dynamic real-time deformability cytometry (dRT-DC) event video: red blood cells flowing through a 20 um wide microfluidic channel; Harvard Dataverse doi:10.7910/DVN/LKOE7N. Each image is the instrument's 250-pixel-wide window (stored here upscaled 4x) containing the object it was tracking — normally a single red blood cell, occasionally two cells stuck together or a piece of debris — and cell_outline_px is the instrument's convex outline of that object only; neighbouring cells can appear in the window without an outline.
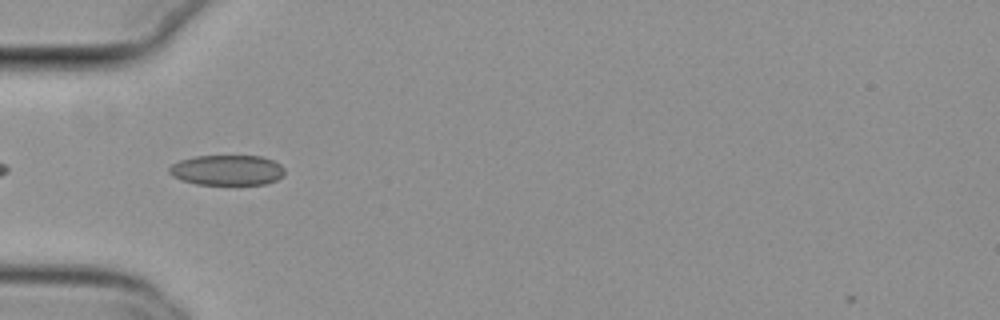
{"species": "common noctule bat (a hibernating species)", "species_latin": "Nyctalus noctula", "temperature_condition": "cold", "stored_images_in_passage": 38, "camera_frame_rate_fps": 3000, "um_per_image_px": 0.085, "animal": {"sex": "female", "body_mass_g": 29.2, "forearm_length_mm": 56.3}, "frame": {"image": 1, "passage_image": 2, "time_ms": 0.333, "image_size_px": [1000, 320], "cell_outline_px": [[284, 176], [276, 180], [264, 184], [196, 184], [180, 180], [172, 176], [168, 172], [168, 168], [172, 164], [180, 160], [192, 156], [260, 156], [272, 160], [280, 164], [284, 168]], "centroid_in_image_um": [19.28, 14.46], "position_along_channel_um": 65.7, "area_um2": 20.46}}
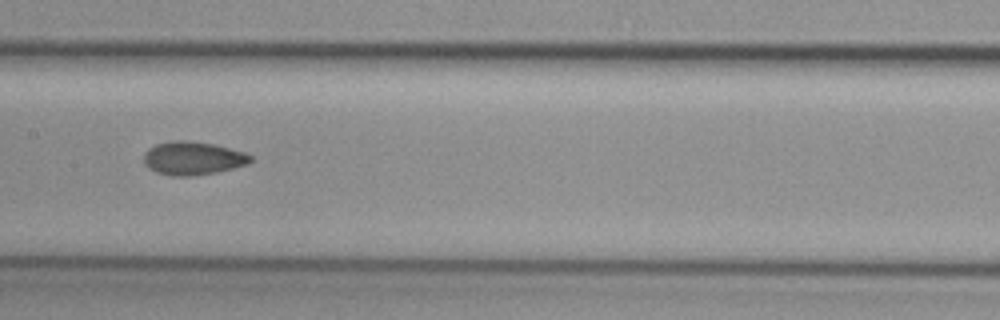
{"frame": {"image": 2, "passage_image": 12, "time_ms": 3.667, "image_size_px": [1000, 320], "cell_outline_px": [[252, 160], [248, 164], [216, 172], [192, 176], [172, 176], [156, 172], [148, 168], [144, 164], [144, 152], [148, 148], [156, 144], [172, 140], [188, 140], [212, 144], [244, 152], [252, 156]], "centroid_in_image_um": [16.35, 13.45], "position_along_channel_um": 191.0, "area_um2": 20.75}}
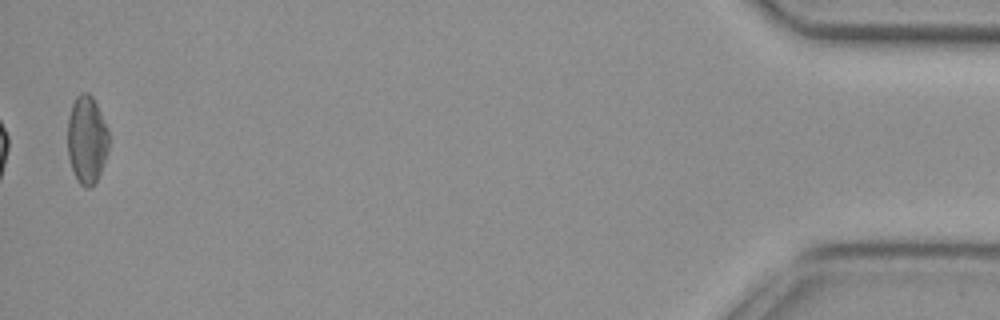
{"frame": {"image": 3, "passage_image": 38, "time_ms": 12.333, "image_size_px": [1000, 320], "cell_outline_px": [[108, 148], [100, 172], [96, 180], [88, 188], [84, 188], [76, 180], [68, 156], [68, 116], [72, 104], [76, 96], [80, 92], [88, 92], [92, 96], [108, 128]], "centroid_in_image_um": [7.36, 11.85], "position_along_channel_um": 427.8, "area_um2": 20.98}, "authors_computed_cell_mechanics": {"area_um2": 20.2011, "velocity_mm_per_s": 3.7944, "shape_relaxation_time_tau1_ms": null, "shape_relaxation_time_tau2_ms": 2.4487, "deformation_change_tau1": null, "deformation_change_tau2": 0.0862}}